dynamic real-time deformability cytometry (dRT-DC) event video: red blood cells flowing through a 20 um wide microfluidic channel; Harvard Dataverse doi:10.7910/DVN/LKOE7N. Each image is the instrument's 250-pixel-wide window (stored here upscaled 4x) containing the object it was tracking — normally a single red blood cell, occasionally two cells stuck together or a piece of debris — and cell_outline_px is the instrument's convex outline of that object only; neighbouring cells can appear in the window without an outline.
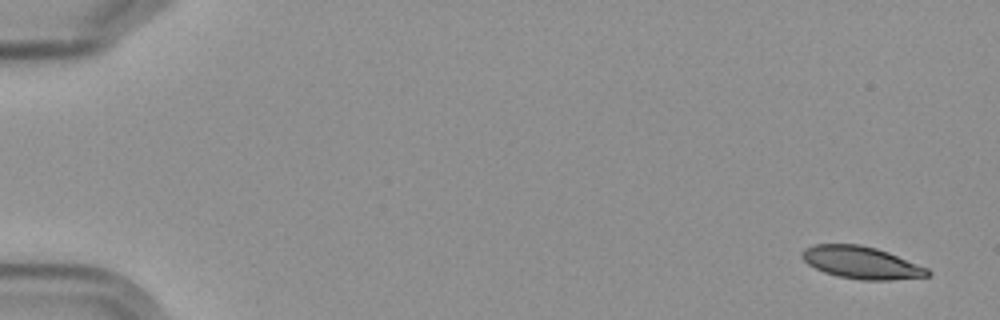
{"species": "Egyptian fruit bat (a non-hibernating species)", "species_latin": "Rousettus aegyptiacus", "temperature_condition": "cold", "stored_images_in_passage": 6, "camera_frame_rate_fps": 3000, "um_per_image_px": 0.085, "frame": {"image": 1, "passage_image": 1, "time_ms": 0.0, "image_size_px": [1000, 320], "cell_outline_px": [[932, 272], [928, 276], [888, 280], [860, 280], [836, 276], [824, 272], [808, 264], [800, 256], [800, 252], [804, 248], [812, 244], [860, 244], [876, 248], [888, 252], [928, 268]], "centroid_in_image_um": [73.18, 22.31], "position_along_channel_um": 11.8, "area_um2": 23.76}}
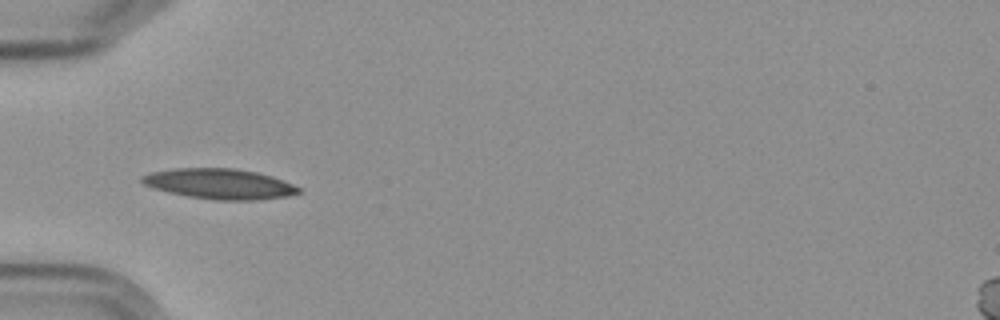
{"frame": {"image": 2, "passage_image": 5, "time_ms": 5.667, "image_size_px": [1000, 320], "cell_outline_px": [[300, 192], [284, 196], [256, 200], [216, 200], [188, 196], [168, 192], [144, 184], [140, 180], [140, 176], [152, 172], [172, 168], [236, 168], [256, 172], [272, 176], [284, 180], [300, 188]], "centroid_in_image_um": [18.65, 15.62], "position_along_channel_um": 66.4, "area_um2": 27.51}}
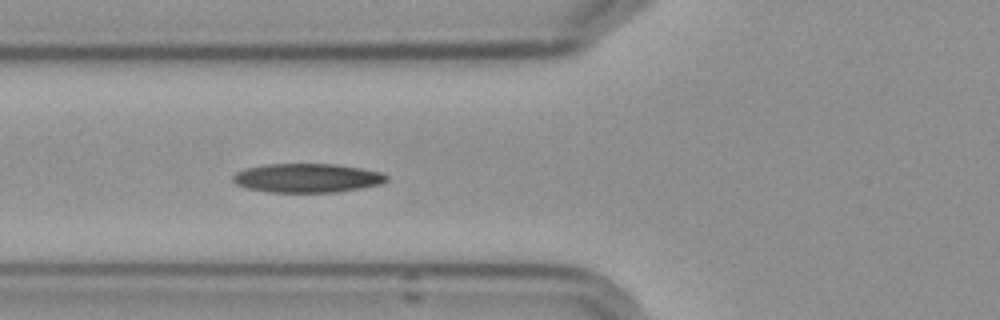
{"frame": {"image": 3, "passage_image": 6, "time_ms": 6.667, "image_size_px": [1000, 320], "cell_outline_px": [[388, 180], [380, 184], [360, 188], [336, 192], [268, 192], [248, 188], [236, 184], [232, 180], [232, 176], [236, 172], [244, 168], [268, 164], [336, 164], [360, 168], [380, 172], [388, 176]], "centroid_in_image_um": [26.09, 15.13], "position_along_channel_um": 99.7, "area_um2": 25.89}}